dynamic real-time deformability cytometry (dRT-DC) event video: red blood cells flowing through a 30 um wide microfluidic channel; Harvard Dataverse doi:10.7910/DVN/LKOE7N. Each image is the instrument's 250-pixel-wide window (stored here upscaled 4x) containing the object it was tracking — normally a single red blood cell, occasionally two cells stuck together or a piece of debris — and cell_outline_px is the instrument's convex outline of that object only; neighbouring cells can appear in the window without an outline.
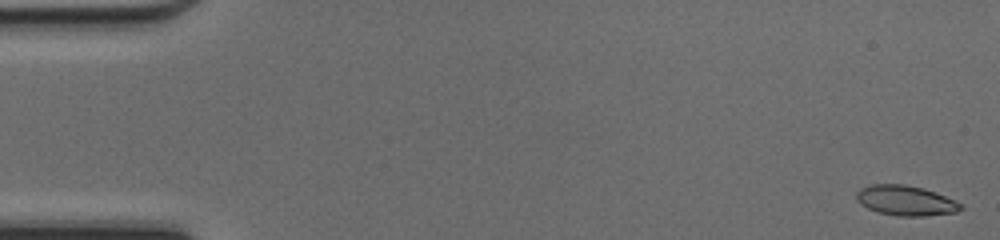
{"species": "common noctule bat (a hibernating species)", "species_latin": "Nyctalus noctula", "temperature_condition": "cold", "stored_images_in_passage": 48, "camera_frame_rate_fps": 3000, "um_per_image_px": 0.085, "animal": {"sex": "female", "body_mass_g": 17.0, "forearm_length_mm": 48.0}, "frame": {"image": 1, "passage_image": 1, "time_ms": 0.0, "image_size_px": [1000, 240], "cell_outline_px": [[964, 208], [956, 212], [924, 216], [900, 216], [876, 212], [860, 204], [856, 200], [856, 192], [860, 188], [868, 184], [904, 184], [924, 188], [964, 204]], "centroid_in_image_um": [76.96, 17.04], "position_along_channel_um": 8.0, "area_um2": 18.44}}
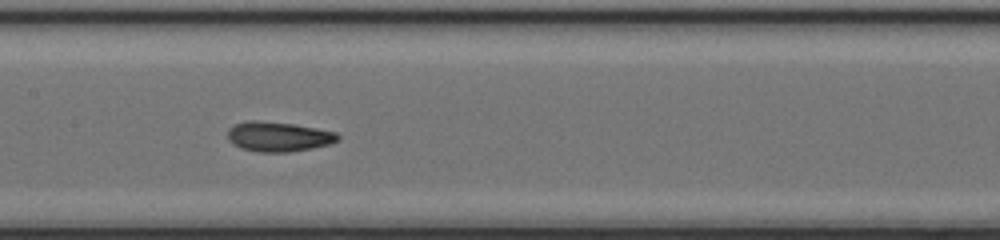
{"frame": {"image": 2, "passage_image": 24, "time_ms": 7.667, "image_size_px": [1000, 240], "cell_outline_px": [[340, 140], [332, 144], [312, 148], [288, 152], [260, 152], [240, 148], [232, 144], [228, 140], [228, 128], [236, 124], [248, 120], [256, 120], [296, 124], [336, 132], [340, 136]], "centroid_in_image_um": [23.68, 11.61], "position_along_channel_um": 183.7, "area_um2": 19.36}}
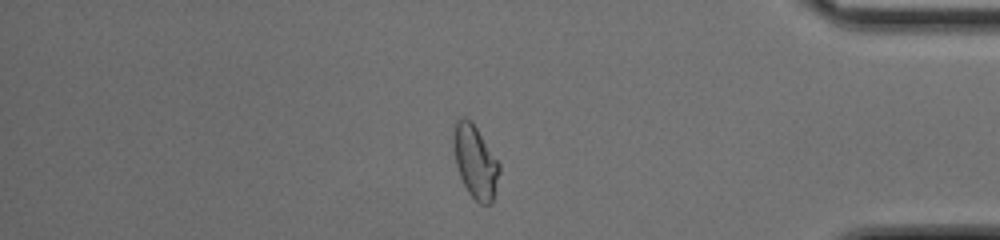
{"frame": {"image": 3, "passage_image": 41, "time_ms": 13.333, "image_size_px": [1000, 240], "cell_outline_px": [[500, 172], [492, 204], [480, 204], [468, 192], [460, 176], [456, 164], [452, 140], [452, 132], [456, 116], [464, 116], [472, 120], [500, 164]], "centroid_in_image_um": [40.38, 13.68], "position_along_channel_um": 394.8, "area_um2": 19.83}, "authors_computed_cell_mechanics": {"area_um2": 18.6116, "velocity_mm_per_s": 4.2711, "shape_relaxation_time_tau1_ms": 4.6904, "shape_relaxation_time_tau2_ms": 1.8415, "deformation_change_tau1": 0.1745, "deformation_change_tau2": 0.0842}}